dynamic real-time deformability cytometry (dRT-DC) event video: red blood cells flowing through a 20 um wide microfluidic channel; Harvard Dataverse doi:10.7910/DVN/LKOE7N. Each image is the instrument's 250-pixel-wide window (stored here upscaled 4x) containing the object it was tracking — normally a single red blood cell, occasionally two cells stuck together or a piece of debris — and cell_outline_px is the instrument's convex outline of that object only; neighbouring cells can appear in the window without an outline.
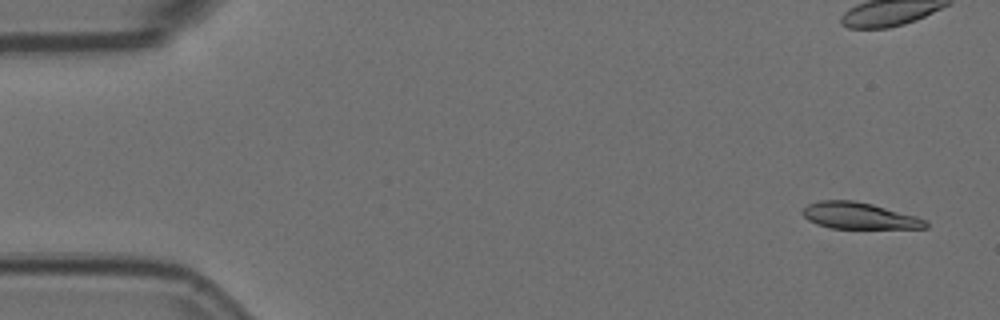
{"species": "Egyptian fruit bat (a non-hibernating species)", "species_latin": "Rousettus aegyptiacus", "temperature_condition": "room temperature", "stored_images_in_passage": 2, "segment_of_instrument_passage": [2, 2], "camera_frame_rate_fps": 3000, "um_per_image_px": 0.085, "animal": {"sex": "female"}, "frame": {"image": 1, "passage_image": 2, "time_ms": 0.333, "image_size_px": [1000, 320], "cell_outline_px": [[928, 228], [832, 228], [816, 224], [808, 220], [800, 212], [808, 204], [820, 200], [852, 200], [872, 204], [916, 216], [924, 220], [928, 224]], "centroid_in_image_um": [72.99, 18.33], "position_along_channel_um": 12.0, "area_um2": 18.84}}